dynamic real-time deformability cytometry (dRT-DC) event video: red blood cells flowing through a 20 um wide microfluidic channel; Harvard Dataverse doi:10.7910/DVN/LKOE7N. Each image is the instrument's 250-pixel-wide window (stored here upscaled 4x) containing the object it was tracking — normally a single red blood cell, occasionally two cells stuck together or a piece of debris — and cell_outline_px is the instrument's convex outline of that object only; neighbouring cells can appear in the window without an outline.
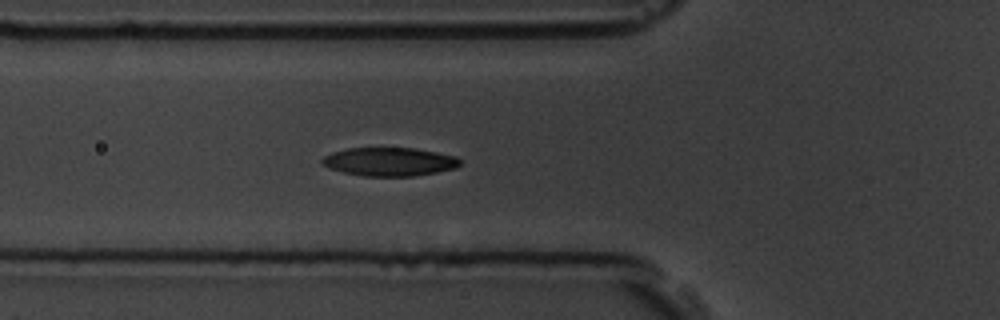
{"species": "common noctule bat (a hibernating species)", "species_latin": "Nyctalus noctula", "temperature_condition": "room temperature", "stored_images_in_passage": 5, "camera_frame_rate_fps": 3000, "um_per_image_px": 0.085, "animal": {"sex": "male", "body_mass_g": 19.5, "forearm_length_mm": 54.6}, "frame": {"image": 1, "passage_image": 5, "time_ms": 4.333, "image_size_px": [1000, 320], "cell_outline_px": [[460, 164], [456, 168], [436, 172], [412, 176], [364, 176], [344, 172], [332, 168], [324, 164], [320, 160], [324, 156], [332, 152], [348, 148], [416, 148], [456, 156], [460, 160]], "centroid_in_image_um": [33.12, 13.74], "position_along_channel_um": 92.7, "area_um2": 22.72}}